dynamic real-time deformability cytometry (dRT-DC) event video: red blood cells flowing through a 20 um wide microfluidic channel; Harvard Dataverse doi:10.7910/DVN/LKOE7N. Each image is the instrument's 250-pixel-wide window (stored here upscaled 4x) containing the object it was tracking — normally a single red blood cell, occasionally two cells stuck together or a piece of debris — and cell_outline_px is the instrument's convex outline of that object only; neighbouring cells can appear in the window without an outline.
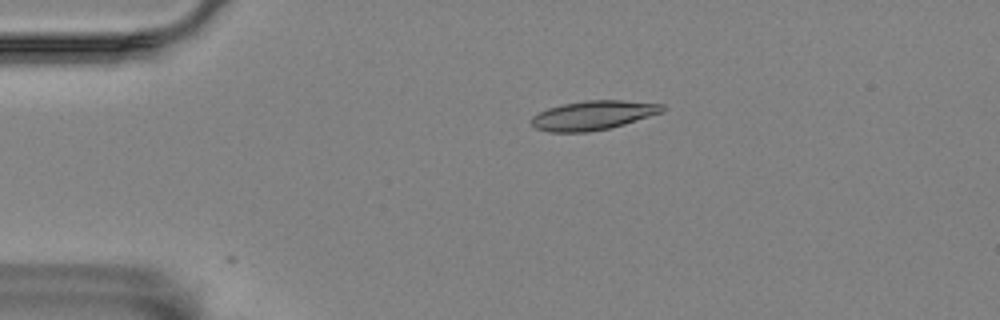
{"species": "Egyptian fruit bat (a non-hibernating species)", "species_latin": "Rousettus aegyptiacus", "temperature_condition": "room temperature", "stored_images_in_passage": 4, "camera_frame_rate_fps": 3000, "um_per_image_px": 0.085, "animal": {"sex": "female"}, "frame": {"image": 1, "passage_image": 2, "time_ms": 1.0, "image_size_px": [1000, 320], "cell_outline_px": [[664, 112], [624, 124], [608, 128], [588, 132], [548, 132], [536, 128], [528, 120], [532, 116], [548, 108], [564, 104], [588, 100], [620, 100], [664, 104]], "centroid_in_image_um": [50.41, 9.8], "position_along_channel_um": 34.6, "area_um2": 22.2}}